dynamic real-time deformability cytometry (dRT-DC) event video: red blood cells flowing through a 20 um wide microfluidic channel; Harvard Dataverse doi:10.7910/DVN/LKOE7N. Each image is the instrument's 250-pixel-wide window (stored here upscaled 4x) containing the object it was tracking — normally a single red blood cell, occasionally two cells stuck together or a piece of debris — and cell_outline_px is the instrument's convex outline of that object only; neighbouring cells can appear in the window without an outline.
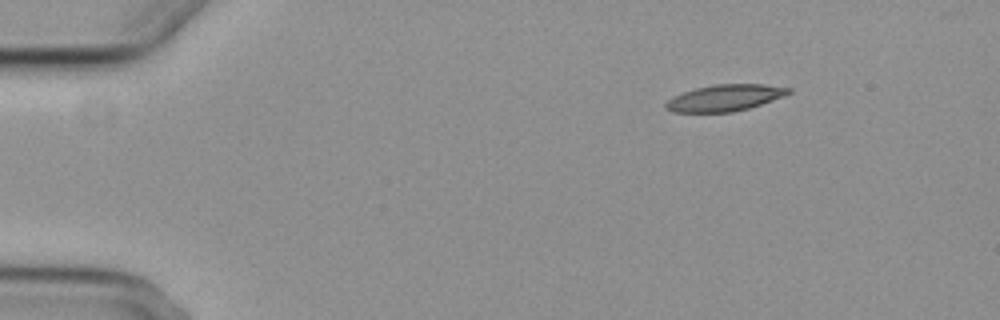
{"species": "common noctule bat (a hibernating species)", "species_latin": "Nyctalus noctula", "temperature_condition": "cold", "stored_images_in_passage": 2, "camera_frame_rate_fps": 3000, "um_per_image_px": 0.085, "animal": {"sex": "female", "body_mass_g": 29.2, "forearm_length_mm": 56.3}, "frame": {"image": 1, "passage_image": 2, "time_ms": 2.0, "image_size_px": [1000, 320], "cell_outline_px": [[792, 92], [784, 96], [748, 108], [732, 112], [672, 112], [664, 108], [664, 104], [672, 96], [696, 88], [716, 84], [764, 84], [792, 88]], "centroid_in_image_um": [61.6, 8.31], "position_along_channel_um": 23.4, "area_um2": 18.9}}